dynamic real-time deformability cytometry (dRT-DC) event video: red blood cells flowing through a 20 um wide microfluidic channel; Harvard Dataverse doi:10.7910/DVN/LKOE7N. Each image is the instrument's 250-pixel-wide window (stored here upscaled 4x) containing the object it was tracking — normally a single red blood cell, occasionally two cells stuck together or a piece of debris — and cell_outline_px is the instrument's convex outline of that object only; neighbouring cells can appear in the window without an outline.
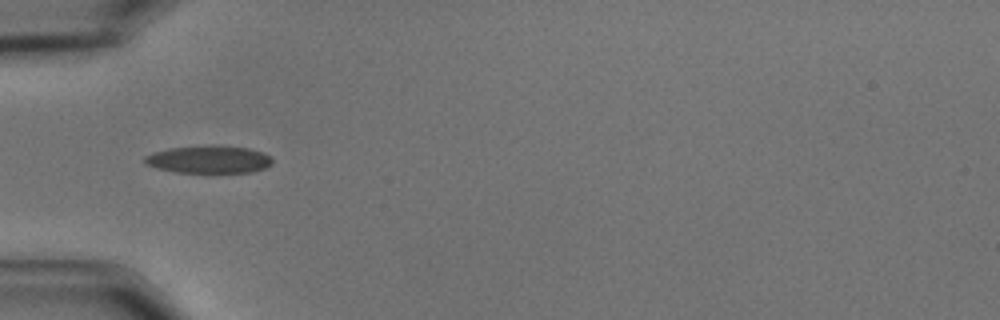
{"species": "common noctule bat (a hibernating species)", "species_latin": "Nyctalus noctula", "temperature_condition": "cold", "stored_images_in_passage": 25, "camera_frame_rate_fps": 3000, "um_per_image_px": 0.085, "animal": {"sex": "male", "body_mass_g": 15.6}, "frame": {"image": 1, "passage_image": 1, "time_ms": 0.0, "image_size_px": [1000, 320], "cell_outline_px": [[272, 164], [264, 168], [252, 172], [208, 176], [176, 172], [156, 168], [144, 164], [144, 156], [152, 152], [168, 148], [208, 144], [212, 144], [248, 148], [260, 152], [268, 156], [272, 160]], "centroid_in_image_um": [17.7, 13.59], "position_along_channel_um": 67.3, "area_um2": 21.79}}
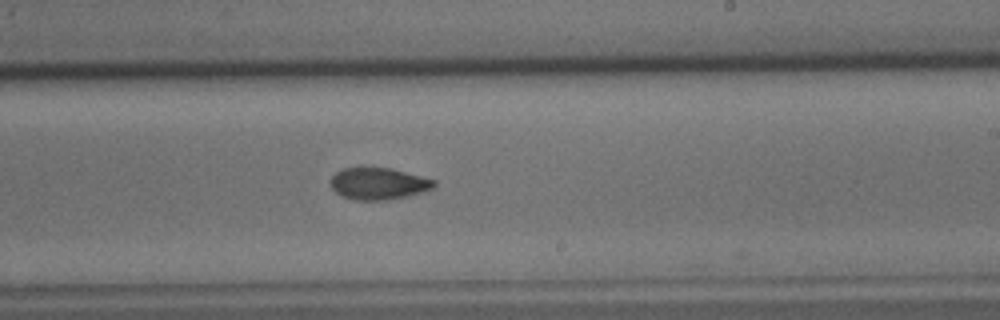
{"frame": {"image": 2, "passage_image": 17, "time_ms": 5.333, "image_size_px": [1000, 320], "cell_outline_px": [[436, 184], [432, 188], [420, 192], [388, 200], [356, 200], [340, 196], [332, 188], [332, 176], [340, 168], [392, 168], [436, 180]], "centroid_in_image_um": [32.15, 15.6], "position_along_channel_um": 256.8, "area_um2": 19.02}}
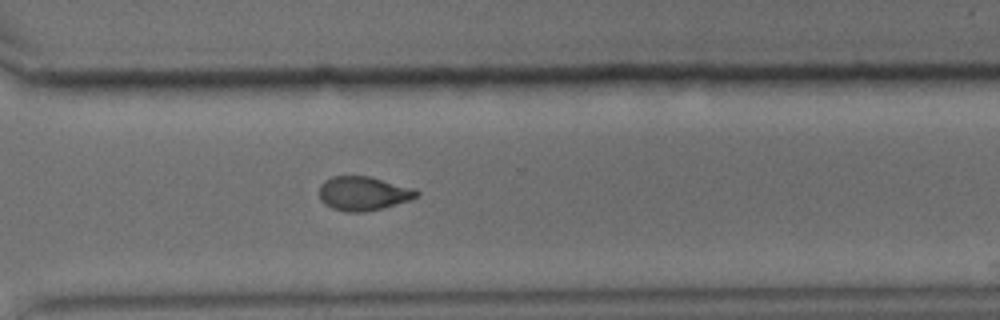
{"frame": {"image": 3, "passage_image": 24, "time_ms": 7.667, "image_size_px": [1000, 320], "cell_outline_px": [[420, 192], [416, 196], [408, 200], [380, 208], [364, 212], [344, 212], [332, 208], [324, 204], [320, 200], [320, 184], [324, 180], [332, 176], [368, 176], [412, 188]], "centroid_in_image_um": [30.8, 16.44], "position_along_channel_um": 339.8, "area_um2": 19.02}}